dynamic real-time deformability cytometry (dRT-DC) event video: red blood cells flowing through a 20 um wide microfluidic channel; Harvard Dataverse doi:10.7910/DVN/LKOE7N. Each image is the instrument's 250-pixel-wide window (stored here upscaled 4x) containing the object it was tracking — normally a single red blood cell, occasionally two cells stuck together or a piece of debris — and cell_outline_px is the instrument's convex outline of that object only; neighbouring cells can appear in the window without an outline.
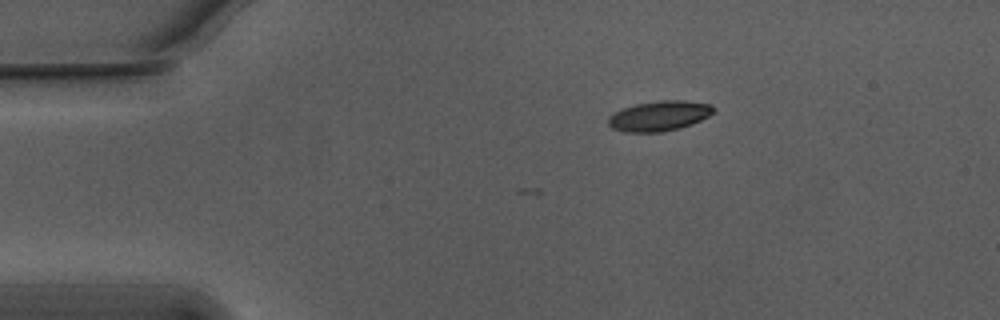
{"species": "Egyptian fruit bat (a non-hibernating species)", "species_latin": "Rousettus aegyptiacus", "temperature_condition": "warm", "stored_images_in_passage": 5, "camera_frame_rate_fps": 3000, "um_per_image_px": 0.085, "animal": {"sex": "male"}, "frame": {"image": 1, "passage_image": 1, "time_ms": 0.0, "image_size_px": [1000, 320], "cell_outline_px": [[716, 108], [708, 116], [692, 124], [680, 128], [660, 132], [624, 132], [612, 128], [608, 124], [608, 116], [624, 108], [636, 104], [660, 100], [680, 100], [712, 104]], "centroid_in_image_um": [56.04, 9.85], "position_along_channel_um": 29.0, "area_um2": 18.38}}